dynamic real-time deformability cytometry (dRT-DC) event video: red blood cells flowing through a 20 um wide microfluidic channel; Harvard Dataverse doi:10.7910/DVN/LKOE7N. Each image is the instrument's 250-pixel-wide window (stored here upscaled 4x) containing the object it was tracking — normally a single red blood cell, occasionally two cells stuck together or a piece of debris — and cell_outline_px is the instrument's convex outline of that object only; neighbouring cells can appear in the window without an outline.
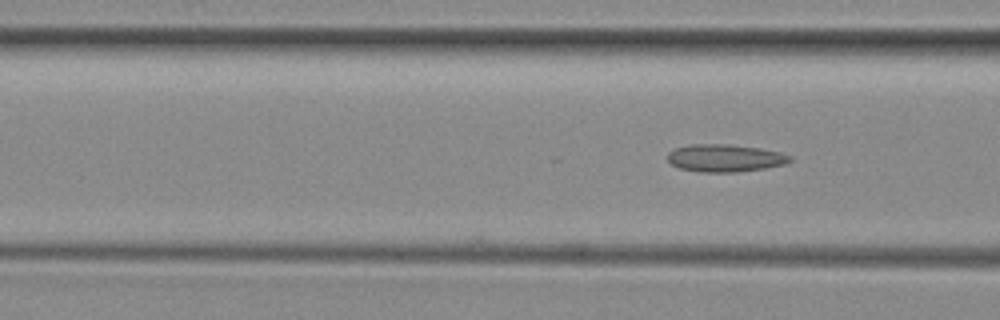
{"species": "common noctule bat (a hibernating species)", "species_latin": "Nyctalus noctula", "temperature_condition": "room temperature", "stored_images_in_passage": 19, "camera_frame_rate_fps": 3000, "um_per_image_px": 0.085, "animal": {"sex": "female", "body_mass_g": 29.2, "forearm_length_mm": 56.3}, "frame": {"image": 1, "passage_image": 19, "time_ms": 6.0, "image_size_px": [1000, 320], "cell_outline_px": [[792, 160], [784, 164], [764, 168], [736, 172], [696, 172], [680, 168], [672, 164], [668, 160], [668, 152], [676, 148], [688, 144], [728, 144], [760, 148], [780, 152], [792, 156]], "centroid_in_image_um": [61.61, 13.43], "position_along_channel_um": 105.0, "area_um2": 19.65}}